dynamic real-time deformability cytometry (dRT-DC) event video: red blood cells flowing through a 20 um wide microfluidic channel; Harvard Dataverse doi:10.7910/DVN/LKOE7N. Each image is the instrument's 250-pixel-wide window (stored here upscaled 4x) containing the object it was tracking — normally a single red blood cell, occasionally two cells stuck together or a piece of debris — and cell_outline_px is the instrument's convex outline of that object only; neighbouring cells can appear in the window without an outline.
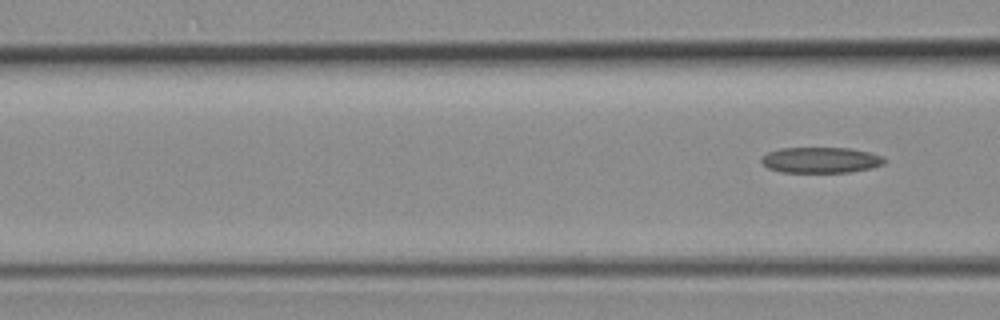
{"species": "common noctule bat (a hibernating species)", "species_latin": "Nyctalus noctula", "temperature_condition": "room temperature", "stored_images_in_passage": 5, "camera_frame_rate_fps": 3000, "um_per_image_px": 0.085, "animal": {"sex": "female", "body_mass_g": 19.3, "forearm_length_mm": 54.1}, "frame": {"image": 1, "passage_image": 5, "time_ms": 4.667, "image_size_px": [1000, 320], "cell_outline_px": [[888, 160], [884, 164], [872, 168], [848, 172], [780, 172], [768, 168], [760, 160], [760, 156], [768, 152], [780, 148], [848, 148], [868, 152], [884, 156]], "centroid_in_image_um": [69.77, 13.6], "position_along_channel_um": 96.8, "area_um2": 18.61}}